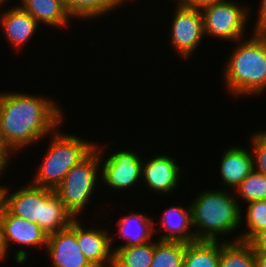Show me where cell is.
Instances as JSON below:
<instances>
[{"instance_id":"21","label":"cell","mask_w":266,"mask_h":267,"mask_svg":"<svg viewBox=\"0 0 266 267\" xmlns=\"http://www.w3.org/2000/svg\"><path fill=\"white\" fill-rule=\"evenodd\" d=\"M219 267H256L252 246L243 241L223 242L220 244Z\"/></svg>"},{"instance_id":"7","label":"cell","mask_w":266,"mask_h":267,"mask_svg":"<svg viewBox=\"0 0 266 267\" xmlns=\"http://www.w3.org/2000/svg\"><path fill=\"white\" fill-rule=\"evenodd\" d=\"M204 33L220 39L239 41L243 36L248 11L232 1H223L203 9ZM207 32V33H206Z\"/></svg>"},{"instance_id":"26","label":"cell","mask_w":266,"mask_h":267,"mask_svg":"<svg viewBox=\"0 0 266 267\" xmlns=\"http://www.w3.org/2000/svg\"><path fill=\"white\" fill-rule=\"evenodd\" d=\"M255 159H253L254 170L266 176V131L256 133L252 137Z\"/></svg>"},{"instance_id":"1","label":"cell","mask_w":266,"mask_h":267,"mask_svg":"<svg viewBox=\"0 0 266 267\" xmlns=\"http://www.w3.org/2000/svg\"><path fill=\"white\" fill-rule=\"evenodd\" d=\"M61 115L49 98L23 93L0 94V128L12 151L52 132L61 124Z\"/></svg>"},{"instance_id":"17","label":"cell","mask_w":266,"mask_h":267,"mask_svg":"<svg viewBox=\"0 0 266 267\" xmlns=\"http://www.w3.org/2000/svg\"><path fill=\"white\" fill-rule=\"evenodd\" d=\"M37 23L50 26H66L70 16L65 10L63 0H22L21 6Z\"/></svg>"},{"instance_id":"3","label":"cell","mask_w":266,"mask_h":267,"mask_svg":"<svg viewBox=\"0 0 266 267\" xmlns=\"http://www.w3.org/2000/svg\"><path fill=\"white\" fill-rule=\"evenodd\" d=\"M225 69L227 88L237 95L258 94L266 88V33H254L239 43Z\"/></svg>"},{"instance_id":"31","label":"cell","mask_w":266,"mask_h":267,"mask_svg":"<svg viewBox=\"0 0 266 267\" xmlns=\"http://www.w3.org/2000/svg\"><path fill=\"white\" fill-rule=\"evenodd\" d=\"M7 251H8V246L5 240L3 226L0 221V260L1 261L5 257V254L7 253Z\"/></svg>"},{"instance_id":"11","label":"cell","mask_w":266,"mask_h":267,"mask_svg":"<svg viewBox=\"0 0 266 267\" xmlns=\"http://www.w3.org/2000/svg\"><path fill=\"white\" fill-rule=\"evenodd\" d=\"M112 237L107 231L101 230H84L79 221L76 219V239L80 245L82 254L92 264L93 267H104L109 263L113 266V254L111 250Z\"/></svg>"},{"instance_id":"4","label":"cell","mask_w":266,"mask_h":267,"mask_svg":"<svg viewBox=\"0 0 266 267\" xmlns=\"http://www.w3.org/2000/svg\"><path fill=\"white\" fill-rule=\"evenodd\" d=\"M225 191L200 193L191 207L192 225L202 228L195 232L196 240L217 241L219 234L236 230L241 222L238 201Z\"/></svg>"},{"instance_id":"18","label":"cell","mask_w":266,"mask_h":267,"mask_svg":"<svg viewBox=\"0 0 266 267\" xmlns=\"http://www.w3.org/2000/svg\"><path fill=\"white\" fill-rule=\"evenodd\" d=\"M220 244L217 241L197 240L187 243L183 267H219Z\"/></svg>"},{"instance_id":"22","label":"cell","mask_w":266,"mask_h":267,"mask_svg":"<svg viewBox=\"0 0 266 267\" xmlns=\"http://www.w3.org/2000/svg\"><path fill=\"white\" fill-rule=\"evenodd\" d=\"M124 0H63L66 12L70 17L89 18L108 13L121 5Z\"/></svg>"},{"instance_id":"20","label":"cell","mask_w":266,"mask_h":267,"mask_svg":"<svg viewBox=\"0 0 266 267\" xmlns=\"http://www.w3.org/2000/svg\"><path fill=\"white\" fill-rule=\"evenodd\" d=\"M155 243L119 247L114 250L112 267H150Z\"/></svg>"},{"instance_id":"28","label":"cell","mask_w":266,"mask_h":267,"mask_svg":"<svg viewBox=\"0 0 266 267\" xmlns=\"http://www.w3.org/2000/svg\"><path fill=\"white\" fill-rule=\"evenodd\" d=\"M11 147L7 144L5 141L3 134L1 132L0 128V174L1 172L4 171L5 167L8 165L9 161V154Z\"/></svg>"},{"instance_id":"9","label":"cell","mask_w":266,"mask_h":267,"mask_svg":"<svg viewBox=\"0 0 266 267\" xmlns=\"http://www.w3.org/2000/svg\"><path fill=\"white\" fill-rule=\"evenodd\" d=\"M142 160L133 151H119L105 161L101 178L104 184L114 189H124L133 186L141 179Z\"/></svg>"},{"instance_id":"19","label":"cell","mask_w":266,"mask_h":267,"mask_svg":"<svg viewBox=\"0 0 266 267\" xmlns=\"http://www.w3.org/2000/svg\"><path fill=\"white\" fill-rule=\"evenodd\" d=\"M118 225L120 226L118 229L120 236L127 240L126 244L120 247L142 245L149 242L148 239H151L154 231L151 217L148 218L145 214L132 213L126 215L124 218H120Z\"/></svg>"},{"instance_id":"27","label":"cell","mask_w":266,"mask_h":267,"mask_svg":"<svg viewBox=\"0 0 266 267\" xmlns=\"http://www.w3.org/2000/svg\"><path fill=\"white\" fill-rule=\"evenodd\" d=\"M248 243L254 252H266V228L257 232Z\"/></svg>"},{"instance_id":"13","label":"cell","mask_w":266,"mask_h":267,"mask_svg":"<svg viewBox=\"0 0 266 267\" xmlns=\"http://www.w3.org/2000/svg\"><path fill=\"white\" fill-rule=\"evenodd\" d=\"M174 160L161 154L142 163V177L150 189L166 194L177 186L180 168Z\"/></svg>"},{"instance_id":"33","label":"cell","mask_w":266,"mask_h":267,"mask_svg":"<svg viewBox=\"0 0 266 267\" xmlns=\"http://www.w3.org/2000/svg\"><path fill=\"white\" fill-rule=\"evenodd\" d=\"M5 207V189L3 186H0V219Z\"/></svg>"},{"instance_id":"24","label":"cell","mask_w":266,"mask_h":267,"mask_svg":"<svg viewBox=\"0 0 266 267\" xmlns=\"http://www.w3.org/2000/svg\"><path fill=\"white\" fill-rule=\"evenodd\" d=\"M246 202L266 200V176L253 170L236 188Z\"/></svg>"},{"instance_id":"5","label":"cell","mask_w":266,"mask_h":267,"mask_svg":"<svg viewBox=\"0 0 266 267\" xmlns=\"http://www.w3.org/2000/svg\"><path fill=\"white\" fill-rule=\"evenodd\" d=\"M54 132L50 149L37 171L32 184L55 190L72 167L83 160L95 146L74 135Z\"/></svg>"},{"instance_id":"35","label":"cell","mask_w":266,"mask_h":267,"mask_svg":"<svg viewBox=\"0 0 266 267\" xmlns=\"http://www.w3.org/2000/svg\"><path fill=\"white\" fill-rule=\"evenodd\" d=\"M3 2H6V0H0V5H2Z\"/></svg>"},{"instance_id":"10","label":"cell","mask_w":266,"mask_h":267,"mask_svg":"<svg viewBox=\"0 0 266 267\" xmlns=\"http://www.w3.org/2000/svg\"><path fill=\"white\" fill-rule=\"evenodd\" d=\"M46 247L53 267H93L77 242L76 218L65 229L48 235Z\"/></svg>"},{"instance_id":"8","label":"cell","mask_w":266,"mask_h":267,"mask_svg":"<svg viewBox=\"0 0 266 267\" xmlns=\"http://www.w3.org/2000/svg\"><path fill=\"white\" fill-rule=\"evenodd\" d=\"M177 9L172 20L171 42L179 55L187 59L205 35L203 17L200 10L188 6Z\"/></svg>"},{"instance_id":"30","label":"cell","mask_w":266,"mask_h":267,"mask_svg":"<svg viewBox=\"0 0 266 267\" xmlns=\"http://www.w3.org/2000/svg\"><path fill=\"white\" fill-rule=\"evenodd\" d=\"M223 2V0H191V8L203 11L204 8L212 6L216 3Z\"/></svg>"},{"instance_id":"14","label":"cell","mask_w":266,"mask_h":267,"mask_svg":"<svg viewBox=\"0 0 266 267\" xmlns=\"http://www.w3.org/2000/svg\"><path fill=\"white\" fill-rule=\"evenodd\" d=\"M254 157L245 148H228L222 157L220 173L225 185L236 188L254 170Z\"/></svg>"},{"instance_id":"12","label":"cell","mask_w":266,"mask_h":267,"mask_svg":"<svg viewBox=\"0 0 266 267\" xmlns=\"http://www.w3.org/2000/svg\"><path fill=\"white\" fill-rule=\"evenodd\" d=\"M0 221L8 247L10 241L29 247L47 245L48 234L41 227L34 222L13 215L6 207L3 209Z\"/></svg>"},{"instance_id":"29","label":"cell","mask_w":266,"mask_h":267,"mask_svg":"<svg viewBox=\"0 0 266 267\" xmlns=\"http://www.w3.org/2000/svg\"><path fill=\"white\" fill-rule=\"evenodd\" d=\"M255 32L266 33V0L261 1V8L255 26Z\"/></svg>"},{"instance_id":"16","label":"cell","mask_w":266,"mask_h":267,"mask_svg":"<svg viewBox=\"0 0 266 267\" xmlns=\"http://www.w3.org/2000/svg\"><path fill=\"white\" fill-rule=\"evenodd\" d=\"M166 234L160 236L161 241H177L191 243L196 240L195 233H190V225L192 226L191 207L186 210L182 207H170L165 210L162 221ZM188 231V232H187Z\"/></svg>"},{"instance_id":"34","label":"cell","mask_w":266,"mask_h":267,"mask_svg":"<svg viewBox=\"0 0 266 267\" xmlns=\"http://www.w3.org/2000/svg\"><path fill=\"white\" fill-rule=\"evenodd\" d=\"M178 6H188L191 7V0H179Z\"/></svg>"},{"instance_id":"6","label":"cell","mask_w":266,"mask_h":267,"mask_svg":"<svg viewBox=\"0 0 266 267\" xmlns=\"http://www.w3.org/2000/svg\"><path fill=\"white\" fill-rule=\"evenodd\" d=\"M95 148L65 175L55 193L60 197L65 209L73 216L78 215L89 201L97 180L100 150Z\"/></svg>"},{"instance_id":"2","label":"cell","mask_w":266,"mask_h":267,"mask_svg":"<svg viewBox=\"0 0 266 267\" xmlns=\"http://www.w3.org/2000/svg\"><path fill=\"white\" fill-rule=\"evenodd\" d=\"M5 189V207L15 216L36 223L48 235L65 229L73 216L65 209L55 190L30 185L8 196Z\"/></svg>"},{"instance_id":"25","label":"cell","mask_w":266,"mask_h":267,"mask_svg":"<svg viewBox=\"0 0 266 267\" xmlns=\"http://www.w3.org/2000/svg\"><path fill=\"white\" fill-rule=\"evenodd\" d=\"M248 204L246 219L250 230L234 242H248L257 232L266 228V200H255Z\"/></svg>"},{"instance_id":"23","label":"cell","mask_w":266,"mask_h":267,"mask_svg":"<svg viewBox=\"0 0 266 267\" xmlns=\"http://www.w3.org/2000/svg\"><path fill=\"white\" fill-rule=\"evenodd\" d=\"M187 243L177 241H159L150 267H183V257Z\"/></svg>"},{"instance_id":"32","label":"cell","mask_w":266,"mask_h":267,"mask_svg":"<svg viewBox=\"0 0 266 267\" xmlns=\"http://www.w3.org/2000/svg\"><path fill=\"white\" fill-rule=\"evenodd\" d=\"M256 267H266V252H254Z\"/></svg>"},{"instance_id":"15","label":"cell","mask_w":266,"mask_h":267,"mask_svg":"<svg viewBox=\"0 0 266 267\" xmlns=\"http://www.w3.org/2000/svg\"><path fill=\"white\" fill-rule=\"evenodd\" d=\"M0 22L10 43L18 50L27 43L39 26L37 21L21 6L13 7L1 14Z\"/></svg>"}]
</instances>
